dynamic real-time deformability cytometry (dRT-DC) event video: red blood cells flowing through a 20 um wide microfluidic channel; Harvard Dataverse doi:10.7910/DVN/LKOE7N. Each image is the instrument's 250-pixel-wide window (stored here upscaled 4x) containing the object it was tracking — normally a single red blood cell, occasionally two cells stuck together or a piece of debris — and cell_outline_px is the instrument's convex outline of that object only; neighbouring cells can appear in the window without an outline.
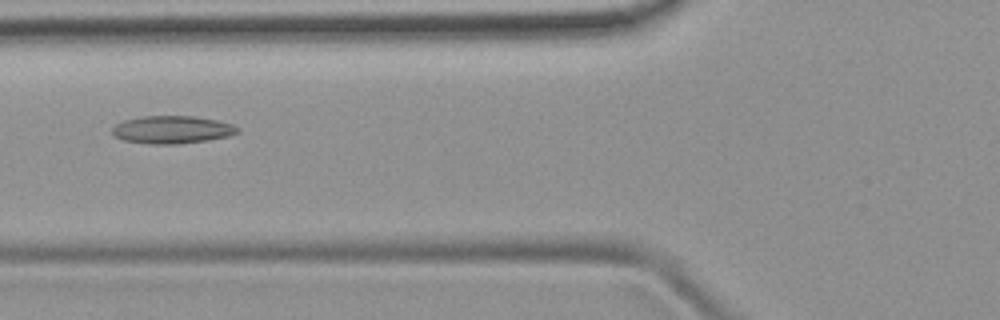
{"species": "common noctule bat (a hibernating species)", "species_latin": "Nyctalus noctula", "temperature_condition": "room temperature", "stored_images_in_passage": 48, "camera_frame_rate_fps": 3000, "um_per_image_px": 0.085, "animal": {"sex": "female", "body_mass_g": 19.9}, "frame": {"image": 1, "passage_image": 17, "time_ms": 5.333, "image_size_px": [1000, 320], "cell_outline_px": [[240, 132], [228, 136], [208, 140], [176, 144], [152, 144], [124, 140], [116, 136], [112, 132], [112, 128], [116, 124], [124, 120], [144, 116], [192, 116], [216, 120], [232, 124], [240, 128]], "centroid_in_image_um": [14.65, 11.02], "position_along_channel_um": 111.1, "area_um2": 20.11}}
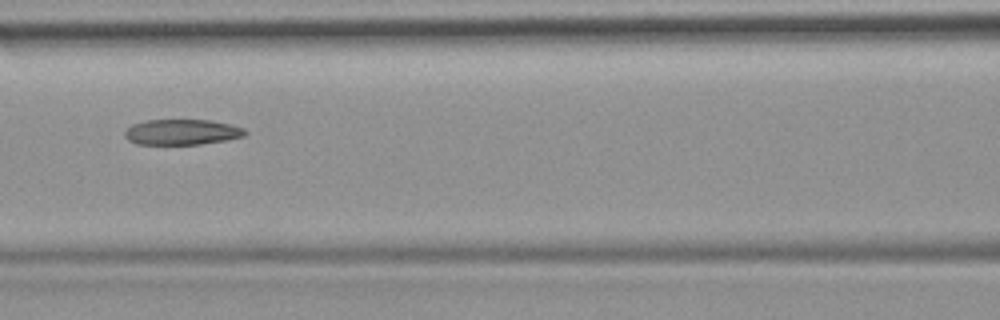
{"frame": {"image": 2, "passage_image": 20, "time_ms": 6.333, "image_size_px": [1000, 320], "cell_outline_px": [[248, 132], [244, 136], [224, 140], [200, 144], [136, 144], [128, 140], [124, 136], [124, 132], [132, 124], [148, 120], [208, 120], [228, 124], [244, 128]], "centroid_in_image_um": [15.44, 11.23], "position_along_channel_um": 151.2, "area_um2": 17.74}}
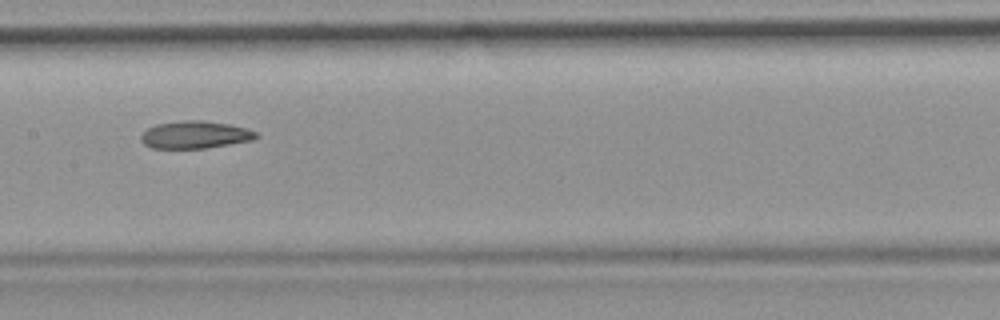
{"frame": {"image": 3, "passage_image": 23, "time_ms": 7.333, "image_size_px": [1000, 320], "cell_outline_px": [[260, 136], [252, 140], [208, 148], [152, 148], [144, 144], [140, 140], [140, 136], [148, 128], [156, 124], [184, 120], [204, 120], [228, 124], [248, 128], [256, 132]], "centroid_in_image_um": [16.59, 11.45], "position_along_channel_um": 190.8, "area_um2": 18.5}, "authors_computed_cell_mechanics": {"area_um2": 19.2474, "velocity_mm_per_s": 3.976, "shape_relaxation_time_tau1_ms": null, "shape_relaxation_time_tau2_ms": 3.3642, "deformation_change_tau1": null, "deformation_change_tau2": 0.1008}}